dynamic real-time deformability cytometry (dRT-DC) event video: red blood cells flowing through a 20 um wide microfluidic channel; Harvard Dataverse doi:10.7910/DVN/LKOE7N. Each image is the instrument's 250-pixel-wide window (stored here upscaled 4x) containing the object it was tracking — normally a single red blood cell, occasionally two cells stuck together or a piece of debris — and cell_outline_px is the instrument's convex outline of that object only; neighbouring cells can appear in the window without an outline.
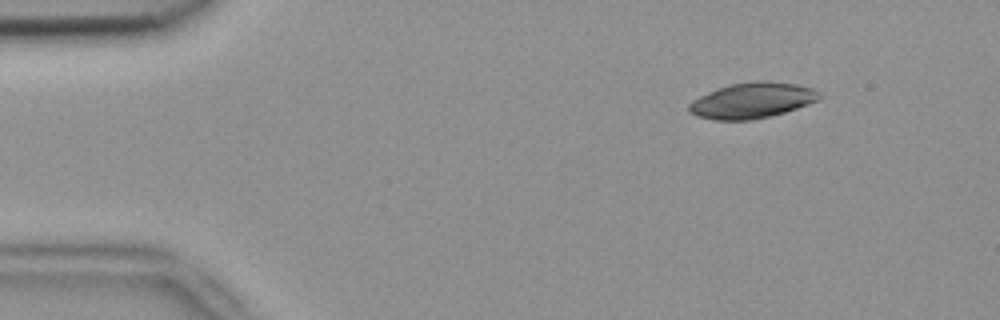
{"species": "common noctule bat (a hibernating species)", "species_latin": "Nyctalus noctula", "temperature_condition": "room temperature", "stored_images_in_passage": 5, "camera_frame_rate_fps": 3000, "um_per_image_px": 0.085, "animal": {"sex": "female", "body_mass_g": 18.4}, "frame": {"image": 1, "passage_image": 2, "time_ms": 0.333, "image_size_px": [1000, 320], "cell_outline_px": [[820, 100], [784, 112], [752, 120], [712, 120], [696, 116], [688, 112], [688, 104], [692, 100], [716, 88], [728, 84], [760, 80], [764, 80], [796, 84], [812, 88], [820, 96]], "centroid_in_image_um": [63.87, 8.54], "position_along_channel_um": 21.1, "area_um2": 27.11}}